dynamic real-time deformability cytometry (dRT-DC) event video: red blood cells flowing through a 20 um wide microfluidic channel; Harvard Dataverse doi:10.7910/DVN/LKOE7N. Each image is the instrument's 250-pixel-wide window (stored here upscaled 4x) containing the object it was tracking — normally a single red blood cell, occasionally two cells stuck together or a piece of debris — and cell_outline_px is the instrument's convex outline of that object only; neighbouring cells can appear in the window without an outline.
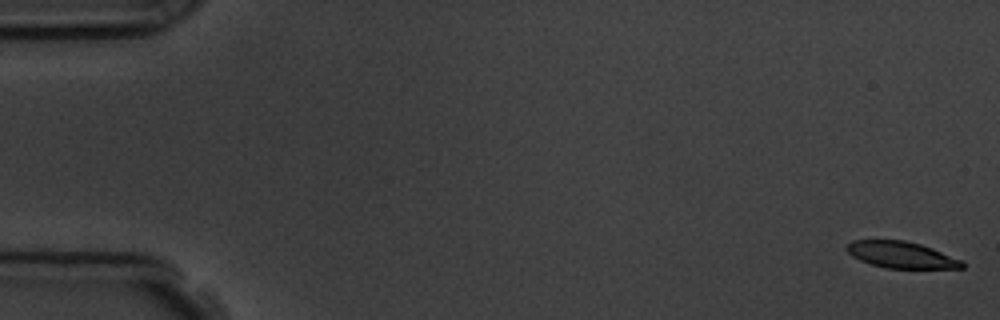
{"species": "common noctule bat (a hibernating species)", "species_latin": "Nyctalus noctula", "temperature_condition": "room temperature", "stored_images_in_passage": 5, "camera_frame_rate_fps": 3000, "um_per_image_px": 0.085, "animal": {"sex": "male", "body_mass_g": 19.5, "forearm_length_mm": 54.6}, "frame": {"image": 1, "passage_image": 1, "time_ms": 0.0, "image_size_px": [1000, 320], "cell_outline_px": [[964, 268], [884, 268], [860, 260], [852, 256], [844, 248], [852, 240], [904, 240], [920, 244], [932, 248], [964, 260]], "centroid_in_image_um": [76.62, 21.66], "position_along_channel_um": 8.4, "area_um2": 17.86}}
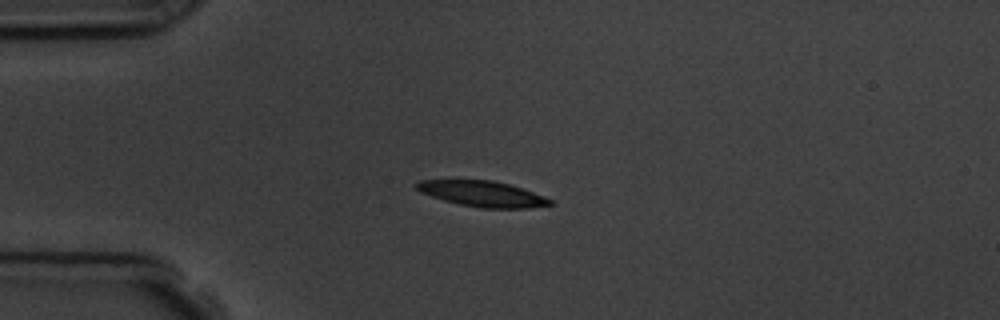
{"frame": {"image": 2, "passage_image": 4, "time_ms": 4.333, "image_size_px": [1000, 320], "cell_outline_px": [[552, 204], [528, 208], [484, 208], [460, 204], [444, 200], [420, 192], [416, 188], [416, 184], [420, 180], [452, 176], [456, 176], [492, 180], [508, 184], [544, 196], [552, 200]], "centroid_in_image_um": [40.88, 16.4], "position_along_channel_um": 44.1, "area_um2": 20.69}}